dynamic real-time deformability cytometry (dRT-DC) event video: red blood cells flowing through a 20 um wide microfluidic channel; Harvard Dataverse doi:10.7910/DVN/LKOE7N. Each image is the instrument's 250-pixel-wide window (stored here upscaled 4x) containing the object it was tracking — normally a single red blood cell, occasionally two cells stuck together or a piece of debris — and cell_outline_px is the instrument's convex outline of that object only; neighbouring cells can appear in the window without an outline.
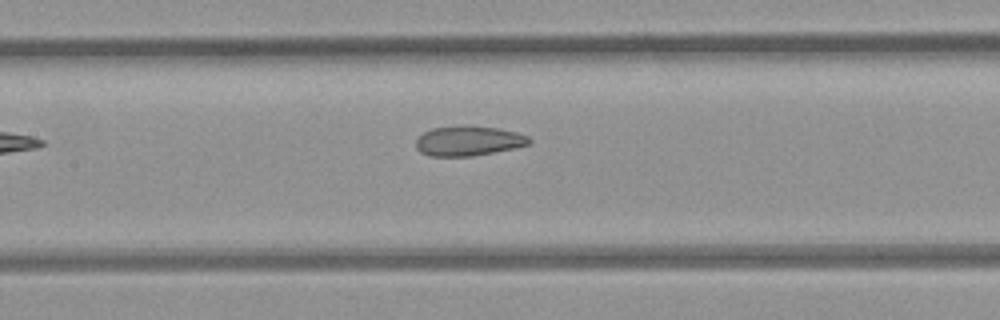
{"species": "common noctule bat (a hibernating species)", "species_latin": "Nyctalus noctula", "temperature_condition": "room temperature", "stored_images_in_passage": 8, "camera_frame_rate_fps": 3000, "um_per_image_px": 0.085, "animal": {"sex": "female", "body_mass_g": 21.9}, "frame": {"image": 1, "passage_image": 8, "time_ms": 2.333, "image_size_px": [1000, 320], "cell_outline_px": [[532, 140], [528, 144], [512, 148], [472, 156], [428, 156], [420, 152], [416, 148], [416, 140], [424, 132], [432, 128], [464, 124], [468, 124], [500, 128], [516, 132], [528, 136]], "centroid_in_image_um": [39.79, 11.95], "position_along_channel_um": 167.6, "area_um2": 19.88}}